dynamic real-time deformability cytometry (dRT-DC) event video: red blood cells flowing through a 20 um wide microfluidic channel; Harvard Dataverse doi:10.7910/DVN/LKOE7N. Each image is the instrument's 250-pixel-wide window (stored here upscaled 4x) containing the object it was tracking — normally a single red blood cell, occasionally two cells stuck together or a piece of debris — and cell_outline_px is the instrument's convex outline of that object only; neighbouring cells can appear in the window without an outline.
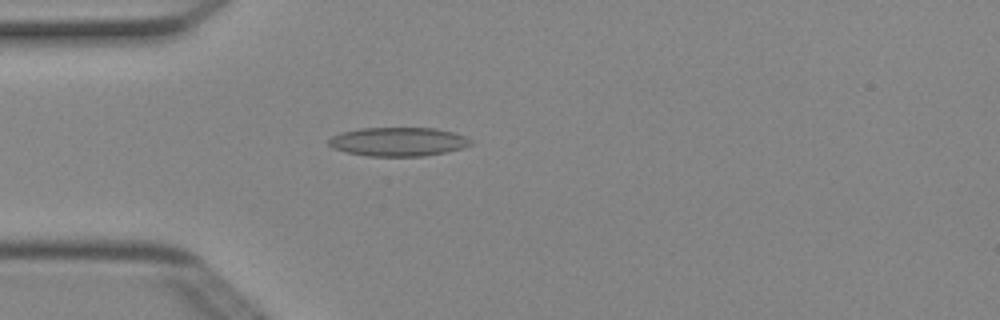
{"species": "Egyptian fruit bat (a non-hibernating species)", "species_latin": "Rousettus aegyptiacus", "temperature_condition": "cold", "stored_images_in_passage": 2, "camera_frame_rate_fps": 3000, "um_per_image_px": 0.085, "animal": {"sex": "female"}, "frame": {"image": 1, "passage_image": 2, "time_ms": 0.333, "image_size_px": [1000, 320], "cell_outline_px": [[472, 144], [460, 148], [444, 152], [424, 156], [368, 156], [344, 152], [332, 148], [328, 144], [328, 140], [332, 136], [344, 132], [360, 128], [436, 128], [452, 132], [464, 136], [472, 140]], "centroid_in_image_um": [33.81, 12.05], "position_along_channel_um": 51.2, "area_um2": 23.76}}